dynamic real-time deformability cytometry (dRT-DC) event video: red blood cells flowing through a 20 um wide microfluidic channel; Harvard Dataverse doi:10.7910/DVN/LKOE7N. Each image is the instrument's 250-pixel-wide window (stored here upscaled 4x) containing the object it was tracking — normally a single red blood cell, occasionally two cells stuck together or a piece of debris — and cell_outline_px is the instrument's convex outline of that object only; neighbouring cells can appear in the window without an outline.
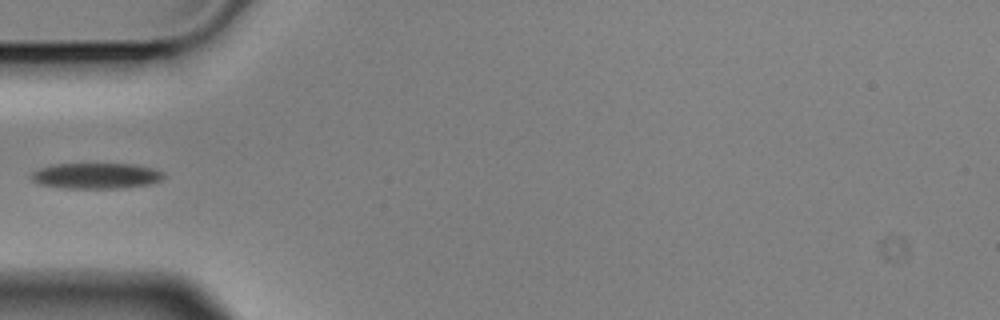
{"species": "Egyptian fruit bat (a non-hibernating species)", "species_latin": "Rousettus aegyptiacus", "temperature_condition": "cold", "stored_images_in_passage": 5, "camera_frame_rate_fps": 3000, "um_per_image_px": 0.085, "animal": {"sex": "male"}, "frame": {"image": 1, "passage_image": 4, "time_ms": 1.0, "image_size_px": [1000, 320], "cell_outline_px": [[164, 176], [160, 180], [148, 184], [124, 188], [64, 188], [36, 184], [28, 176], [32, 172], [40, 168], [52, 164], [136, 164], [152, 168], [164, 172]], "centroid_in_image_um": [8.12, 14.94], "position_along_channel_um": 76.9, "area_um2": 20.0}}
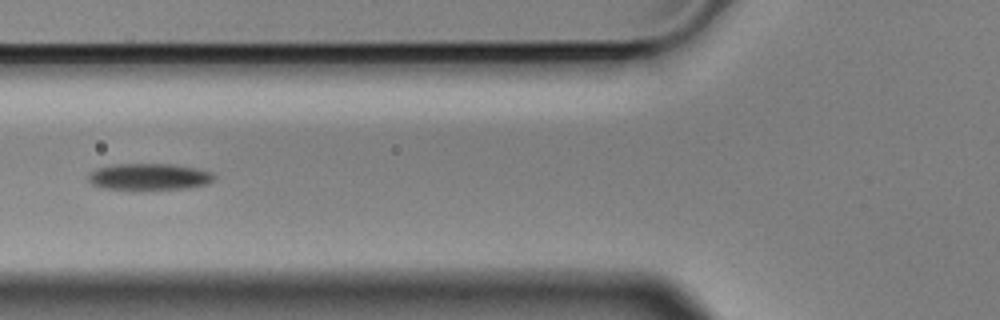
{"frame": {"image": 2, "passage_image": 5, "time_ms": 1.333, "image_size_px": [1000, 320], "cell_outline_px": [[216, 176], [208, 184], [188, 188], [132, 192], [100, 188], [92, 184], [88, 180], [88, 176], [96, 168], [116, 164], [172, 164], [196, 168], [212, 172]], "centroid_in_image_um": [12.65, 15.07], "position_along_channel_um": 113.2, "area_um2": 20.35}}